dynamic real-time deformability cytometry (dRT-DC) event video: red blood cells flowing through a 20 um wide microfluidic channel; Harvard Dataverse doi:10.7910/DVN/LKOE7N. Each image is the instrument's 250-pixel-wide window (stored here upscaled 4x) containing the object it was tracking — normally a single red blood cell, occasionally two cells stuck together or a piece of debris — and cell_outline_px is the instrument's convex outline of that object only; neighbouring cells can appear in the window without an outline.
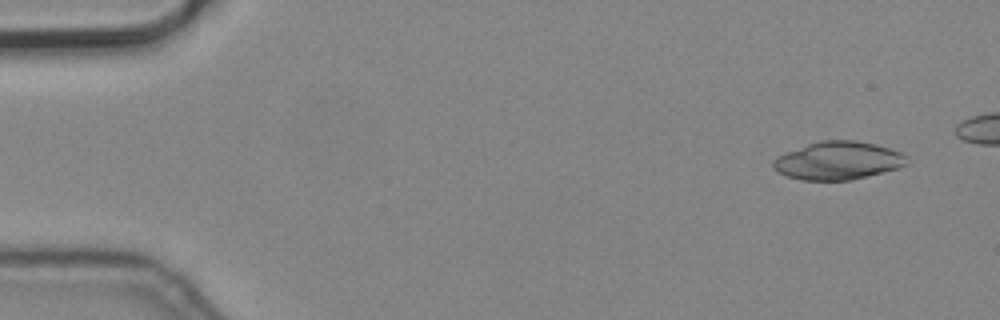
{"species": "common noctule bat (a hibernating species)", "species_latin": "Nyctalus noctula", "temperature_condition": "cold", "stored_images_in_passage": 6, "camera_frame_rate_fps": 3000, "um_per_image_px": 0.085, "animal": {"sex": "male", "body_mass_g": 19.2, "forearm_length_mm": 51.8}, "frame": {"image": 1, "passage_image": 1, "time_ms": 0.0, "image_size_px": [1000, 320], "cell_outline_px": [[908, 164], [900, 168], [852, 180], [800, 180], [776, 172], [772, 168], [772, 160], [776, 156], [784, 152], [820, 140], [856, 140], [876, 144], [900, 152], [908, 156]], "centroid_in_image_um": [71.22, 13.65], "position_along_channel_um": 13.8, "area_um2": 30.06}}
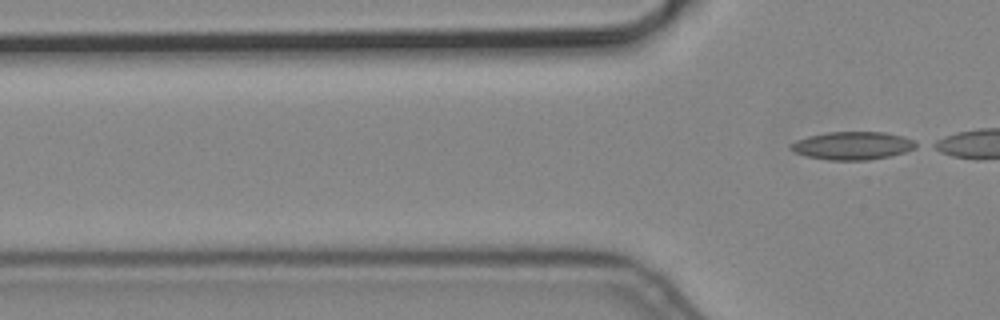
{"frame": {"image": 2, "passage_image": 6, "time_ms": 1.667, "image_size_px": [1000, 320], "cell_outline_px": [[920, 144], [916, 148], [904, 152], [888, 156], [868, 160], [828, 160], [808, 156], [792, 152], [788, 148], [796, 140], [808, 136], [828, 132], [884, 132], [904, 136]], "centroid_in_image_um": [72.47, 12.38], "position_along_channel_um": 53.3, "area_um2": 20.46}}